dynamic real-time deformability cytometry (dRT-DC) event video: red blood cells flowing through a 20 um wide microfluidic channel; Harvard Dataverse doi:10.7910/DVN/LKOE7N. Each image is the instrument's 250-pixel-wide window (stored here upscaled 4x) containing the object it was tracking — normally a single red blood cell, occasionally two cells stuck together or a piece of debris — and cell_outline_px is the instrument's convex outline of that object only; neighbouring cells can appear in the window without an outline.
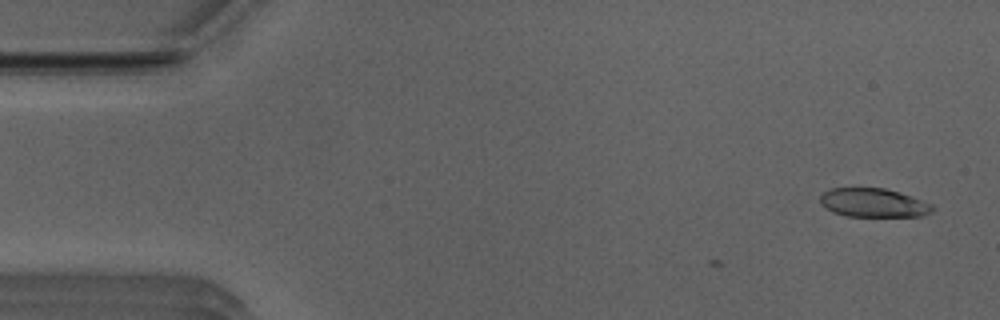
{"species": "Egyptian fruit bat (a non-hibernating species)", "species_latin": "Rousettus aegyptiacus", "temperature_condition": "room temperature", "stored_images_in_passage": 2, "camera_frame_rate_fps": 3000, "um_per_image_px": 0.085, "animal": {"sex": "male"}, "frame": {"image": 1, "passage_image": 2, "time_ms": 0.333, "image_size_px": [1000, 320], "cell_outline_px": [[936, 208], [932, 212], [920, 216], [844, 216], [832, 212], [820, 204], [820, 196], [828, 188], [884, 188], [912, 196], [932, 204]], "centroid_in_image_um": [74.23, 17.24], "position_along_channel_um": 10.8, "area_um2": 18.96}}